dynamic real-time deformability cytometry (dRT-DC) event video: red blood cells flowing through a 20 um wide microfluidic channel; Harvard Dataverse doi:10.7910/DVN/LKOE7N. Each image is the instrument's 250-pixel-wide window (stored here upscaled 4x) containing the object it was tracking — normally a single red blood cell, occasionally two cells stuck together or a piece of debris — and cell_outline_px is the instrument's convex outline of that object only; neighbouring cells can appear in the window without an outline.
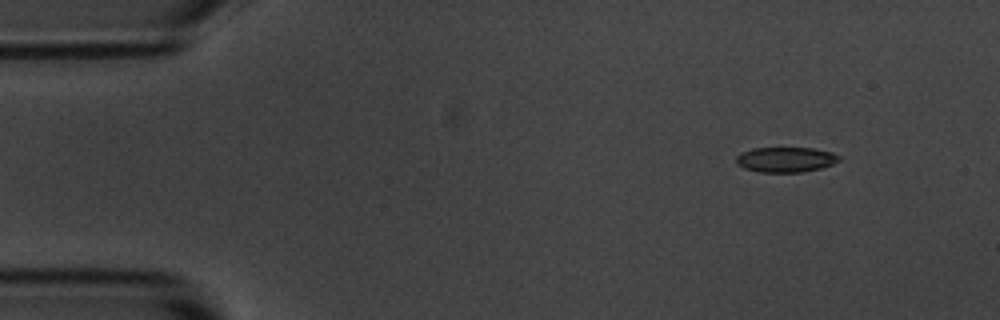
{"species": "common noctule bat (a hibernating species)", "species_latin": "Nyctalus noctula", "temperature_condition": "room temperature", "stored_images_in_passage": 8, "camera_frame_rate_fps": 3000, "um_per_image_px": 0.085, "animal": {"sex": "male", "body_mass_g": 20.1, "forearm_length_mm": 53.5}, "frame": {"image": 1, "passage_image": 1, "time_ms": 0.0, "image_size_px": [1000, 320], "cell_outline_px": [[840, 160], [832, 164], [820, 168], [800, 172], [760, 172], [744, 168], [736, 164], [736, 156], [740, 152], [752, 148], [812, 148], [832, 152], [840, 156]], "centroid_in_image_um": [66.75, 13.56], "position_along_channel_um": 18.3, "area_um2": 15.09}}
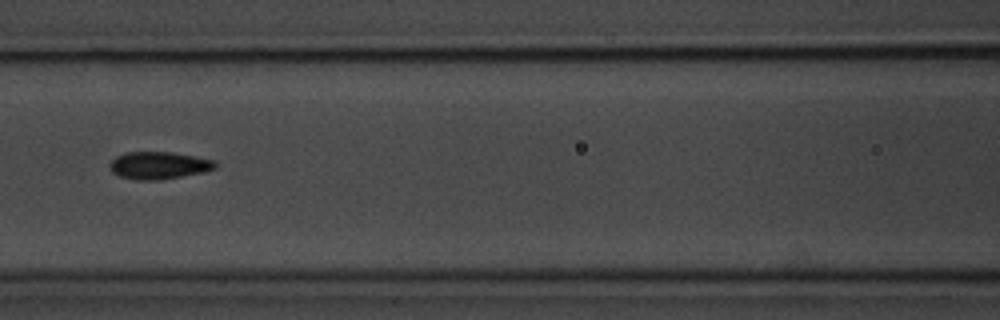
{"frame": {"image": 2, "passage_image": 6, "time_ms": 6.0, "image_size_px": [1000, 320], "cell_outline_px": [[216, 168], [204, 172], [160, 180], [136, 180], [120, 176], [112, 172], [108, 164], [116, 156], [128, 152], [172, 152], [216, 160]], "centroid_in_image_um": [13.5, 14.06], "position_along_channel_um": 153.1, "area_um2": 16.88}}
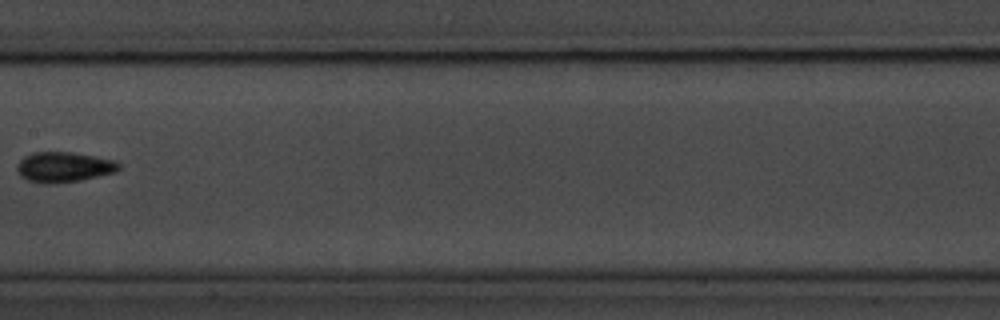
{"frame": {"image": 3, "passage_image": 7, "time_ms": 7.333, "image_size_px": [1000, 320], "cell_outline_px": [[120, 168], [116, 172], [80, 180], [52, 184], [44, 184], [28, 180], [20, 176], [16, 172], [16, 164], [24, 156], [32, 152], [72, 152], [116, 160], [120, 164]], "centroid_in_image_um": [5.4, 14.2], "position_along_channel_um": 202.0, "area_um2": 18.15}}